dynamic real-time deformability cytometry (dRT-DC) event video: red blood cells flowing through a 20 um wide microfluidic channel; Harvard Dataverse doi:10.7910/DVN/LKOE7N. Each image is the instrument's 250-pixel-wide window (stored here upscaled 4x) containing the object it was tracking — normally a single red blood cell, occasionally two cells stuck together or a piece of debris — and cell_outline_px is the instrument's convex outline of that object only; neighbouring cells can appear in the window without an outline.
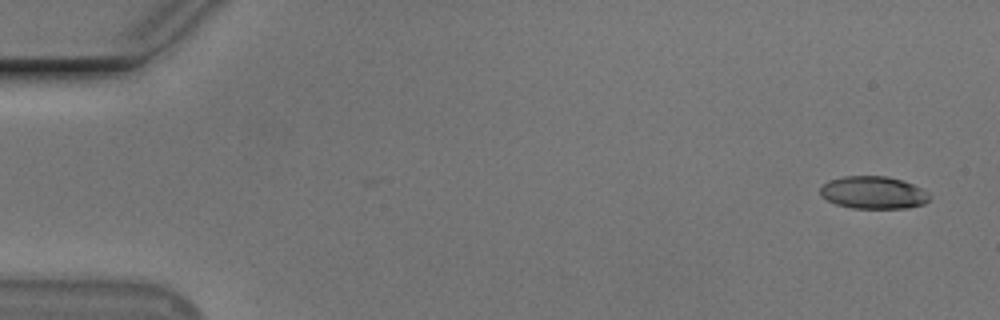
{"species": "Egyptian fruit bat (a non-hibernating species)", "species_latin": "Rousettus aegyptiacus", "temperature_condition": "cold", "stored_images_in_passage": 5, "camera_frame_rate_fps": 3000, "um_per_image_px": 0.085, "animal": {"sex": "male"}, "frame": {"image": 1, "passage_image": 1, "time_ms": 0.0, "image_size_px": [1000, 320], "cell_outline_px": [[932, 196], [924, 204], [908, 208], [852, 208], [836, 204], [820, 196], [820, 188], [828, 180], [844, 176], [888, 176], [912, 184], [928, 192]], "centroid_in_image_um": [74.23, 16.37], "position_along_channel_um": 10.8, "area_um2": 20.75}}
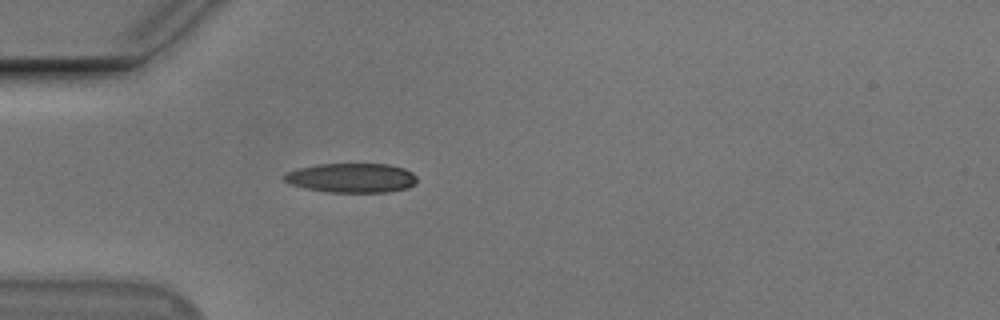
{"frame": {"image": 2, "passage_image": 5, "time_ms": 4.667, "image_size_px": [1000, 320], "cell_outline_px": [[416, 180], [408, 188], [388, 192], [328, 192], [304, 188], [292, 184], [284, 180], [284, 176], [288, 172], [300, 168], [320, 164], [388, 164], [404, 168], [412, 172], [416, 176]], "centroid_in_image_um": [29.91, 15.12], "position_along_channel_um": 55.1, "area_um2": 22.54}}